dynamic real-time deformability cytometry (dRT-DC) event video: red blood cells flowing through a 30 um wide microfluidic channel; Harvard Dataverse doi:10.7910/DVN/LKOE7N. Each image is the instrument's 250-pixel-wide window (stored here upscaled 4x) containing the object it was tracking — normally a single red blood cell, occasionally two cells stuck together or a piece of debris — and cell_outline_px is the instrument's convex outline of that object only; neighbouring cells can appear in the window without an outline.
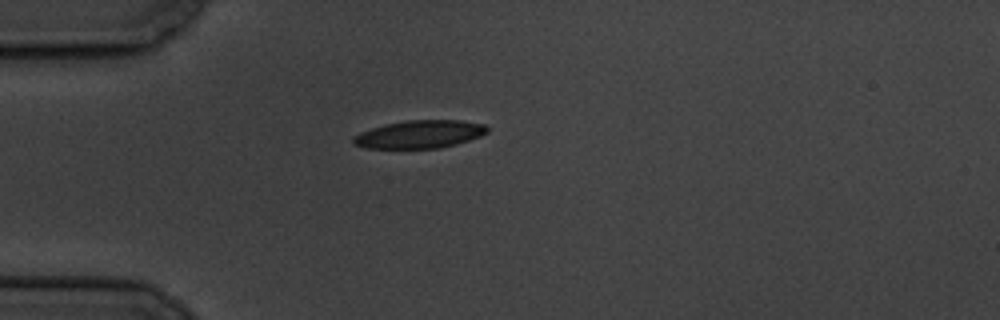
{"species": "common noctule bat (a hibernating species)", "species_latin": "Nyctalus noctula", "temperature_condition": "cold", "stored_images_in_passage": 4, "camera_frame_rate_fps": 3000, "um_per_image_px": 0.085, "animal": {"sex": "male", "body_mass_g": 19.5, "forearm_length_mm": 54.6}, "frame": {"image": 1, "passage_image": 4, "time_ms": 3.667, "image_size_px": [1000, 320], "cell_outline_px": [[488, 132], [480, 136], [456, 144], [440, 148], [364, 148], [352, 144], [352, 136], [360, 132], [384, 124], [408, 120], [460, 120], [484, 124], [488, 128]], "centroid_in_image_um": [35.63, 11.41], "position_along_channel_um": 49.4, "area_um2": 21.85}}